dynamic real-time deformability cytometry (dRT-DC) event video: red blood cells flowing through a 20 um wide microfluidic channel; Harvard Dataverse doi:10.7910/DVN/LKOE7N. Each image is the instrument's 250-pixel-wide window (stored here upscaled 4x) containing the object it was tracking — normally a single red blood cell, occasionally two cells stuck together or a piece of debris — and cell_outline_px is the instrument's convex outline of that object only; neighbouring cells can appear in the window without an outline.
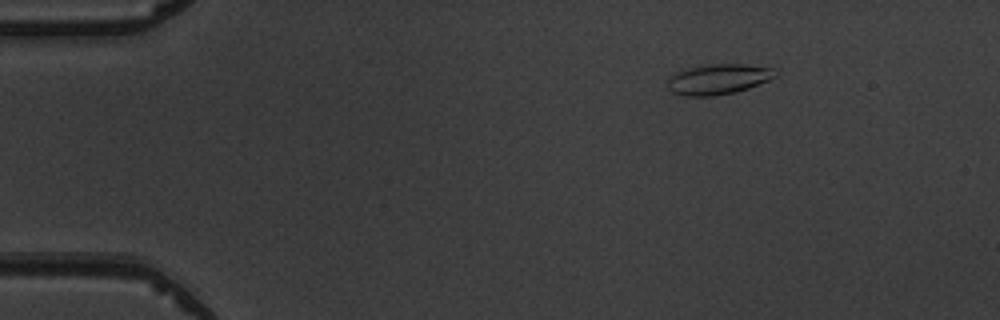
{"species": "common noctule bat (a hibernating species)", "species_latin": "Nyctalus noctula", "temperature_condition": "warm", "stored_images_in_passage": 3, "camera_frame_rate_fps": 3000, "um_per_image_px": 0.085, "animal": {"sex": "male", "body_mass_g": 19.5, "forearm_length_mm": 54.6}, "frame": {"image": 1, "passage_image": 1, "time_ms": 0.0, "image_size_px": [1000, 320], "cell_outline_px": [[776, 76], [768, 80], [748, 88], [736, 92], [712, 96], [684, 96], [672, 92], [668, 88], [668, 76], [676, 72], [688, 68], [708, 64], [744, 64], [772, 68], [776, 72]], "centroid_in_image_um": [61.01, 6.73], "position_along_channel_um": 24.0, "area_um2": 19.02}}